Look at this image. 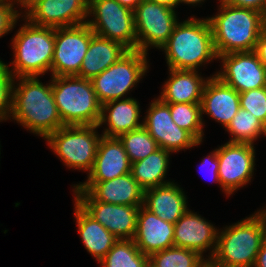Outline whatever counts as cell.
<instances>
[{
	"label": "cell",
	"instance_id": "6da1fadb",
	"mask_svg": "<svg viewBox=\"0 0 266 267\" xmlns=\"http://www.w3.org/2000/svg\"><path fill=\"white\" fill-rule=\"evenodd\" d=\"M38 78H15L10 120L12 118L31 133L45 139L65 125L52 92V76L49 84H43Z\"/></svg>",
	"mask_w": 266,
	"mask_h": 267
},
{
	"label": "cell",
	"instance_id": "7a4b0ae2",
	"mask_svg": "<svg viewBox=\"0 0 266 267\" xmlns=\"http://www.w3.org/2000/svg\"><path fill=\"white\" fill-rule=\"evenodd\" d=\"M169 69L199 70L218 60L209 19L190 17L178 22L168 41L160 48Z\"/></svg>",
	"mask_w": 266,
	"mask_h": 267
},
{
	"label": "cell",
	"instance_id": "3957f363",
	"mask_svg": "<svg viewBox=\"0 0 266 267\" xmlns=\"http://www.w3.org/2000/svg\"><path fill=\"white\" fill-rule=\"evenodd\" d=\"M218 1L217 15L208 17L217 55L254 51L260 34L266 28L263 14Z\"/></svg>",
	"mask_w": 266,
	"mask_h": 267
},
{
	"label": "cell",
	"instance_id": "277c9868",
	"mask_svg": "<svg viewBox=\"0 0 266 267\" xmlns=\"http://www.w3.org/2000/svg\"><path fill=\"white\" fill-rule=\"evenodd\" d=\"M264 208L219 229L212 257L227 267H253L266 238V207Z\"/></svg>",
	"mask_w": 266,
	"mask_h": 267
},
{
	"label": "cell",
	"instance_id": "5b68a950",
	"mask_svg": "<svg viewBox=\"0 0 266 267\" xmlns=\"http://www.w3.org/2000/svg\"><path fill=\"white\" fill-rule=\"evenodd\" d=\"M25 22L12 38L13 61L8 65L15 78L35 77L51 72L55 48V28ZM13 68V69H12Z\"/></svg>",
	"mask_w": 266,
	"mask_h": 267
},
{
	"label": "cell",
	"instance_id": "8992f818",
	"mask_svg": "<svg viewBox=\"0 0 266 267\" xmlns=\"http://www.w3.org/2000/svg\"><path fill=\"white\" fill-rule=\"evenodd\" d=\"M52 92L64 125H98L101 104L91 79L52 76Z\"/></svg>",
	"mask_w": 266,
	"mask_h": 267
},
{
	"label": "cell",
	"instance_id": "52a82bcc",
	"mask_svg": "<svg viewBox=\"0 0 266 267\" xmlns=\"http://www.w3.org/2000/svg\"><path fill=\"white\" fill-rule=\"evenodd\" d=\"M98 125H65L44 140L68 168L92 170L102 134Z\"/></svg>",
	"mask_w": 266,
	"mask_h": 267
},
{
	"label": "cell",
	"instance_id": "ba28073f",
	"mask_svg": "<svg viewBox=\"0 0 266 267\" xmlns=\"http://www.w3.org/2000/svg\"><path fill=\"white\" fill-rule=\"evenodd\" d=\"M147 53L129 50L117 62L91 79L96 97L102 105L108 101L126 99L130 90L148 73Z\"/></svg>",
	"mask_w": 266,
	"mask_h": 267
},
{
	"label": "cell",
	"instance_id": "9c48e42d",
	"mask_svg": "<svg viewBox=\"0 0 266 267\" xmlns=\"http://www.w3.org/2000/svg\"><path fill=\"white\" fill-rule=\"evenodd\" d=\"M86 23L94 34L137 50L133 11L116 0H89Z\"/></svg>",
	"mask_w": 266,
	"mask_h": 267
},
{
	"label": "cell",
	"instance_id": "30bf717a",
	"mask_svg": "<svg viewBox=\"0 0 266 267\" xmlns=\"http://www.w3.org/2000/svg\"><path fill=\"white\" fill-rule=\"evenodd\" d=\"M133 14L137 50L147 54L151 47L160 50L179 21L174 9L150 0H143Z\"/></svg>",
	"mask_w": 266,
	"mask_h": 267
},
{
	"label": "cell",
	"instance_id": "8fae6325",
	"mask_svg": "<svg viewBox=\"0 0 266 267\" xmlns=\"http://www.w3.org/2000/svg\"><path fill=\"white\" fill-rule=\"evenodd\" d=\"M93 35L87 23L55 28L51 76H77Z\"/></svg>",
	"mask_w": 266,
	"mask_h": 267
},
{
	"label": "cell",
	"instance_id": "7c38bea8",
	"mask_svg": "<svg viewBox=\"0 0 266 267\" xmlns=\"http://www.w3.org/2000/svg\"><path fill=\"white\" fill-rule=\"evenodd\" d=\"M255 153V146L248 143L226 142L217 148L219 180L227 197L251 182Z\"/></svg>",
	"mask_w": 266,
	"mask_h": 267
},
{
	"label": "cell",
	"instance_id": "4fadbf2b",
	"mask_svg": "<svg viewBox=\"0 0 266 267\" xmlns=\"http://www.w3.org/2000/svg\"><path fill=\"white\" fill-rule=\"evenodd\" d=\"M74 200L118 239H134L140 206L96 201L87 191H73Z\"/></svg>",
	"mask_w": 266,
	"mask_h": 267
},
{
	"label": "cell",
	"instance_id": "5bb4252c",
	"mask_svg": "<svg viewBox=\"0 0 266 267\" xmlns=\"http://www.w3.org/2000/svg\"><path fill=\"white\" fill-rule=\"evenodd\" d=\"M146 112L143 127L154 138L158 147L177 153L201 144L188 131L173 122L169 106L158 97L152 100Z\"/></svg>",
	"mask_w": 266,
	"mask_h": 267
},
{
	"label": "cell",
	"instance_id": "9a60e30c",
	"mask_svg": "<svg viewBox=\"0 0 266 267\" xmlns=\"http://www.w3.org/2000/svg\"><path fill=\"white\" fill-rule=\"evenodd\" d=\"M218 59L222 67L214 75L238 93L266 87V67L255 51L223 54Z\"/></svg>",
	"mask_w": 266,
	"mask_h": 267
},
{
	"label": "cell",
	"instance_id": "2e32d148",
	"mask_svg": "<svg viewBox=\"0 0 266 267\" xmlns=\"http://www.w3.org/2000/svg\"><path fill=\"white\" fill-rule=\"evenodd\" d=\"M218 231L214 224L188 209L174 224V247L193 250L202 257H205L204 253L209 250L207 257H212L216 249Z\"/></svg>",
	"mask_w": 266,
	"mask_h": 267
},
{
	"label": "cell",
	"instance_id": "e0dca14e",
	"mask_svg": "<svg viewBox=\"0 0 266 267\" xmlns=\"http://www.w3.org/2000/svg\"><path fill=\"white\" fill-rule=\"evenodd\" d=\"M72 186L73 191H87L96 201L129 206L144 204V190L131 173L109 181H85Z\"/></svg>",
	"mask_w": 266,
	"mask_h": 267
},
{
	"label": "cell",
	"instance_id": "ac0fdd59",
	"mask_svg": "<svg viewBox=\"0 0 266 267\" xmlns=\"http://www.w3.org/2000/svg\"><path fill=\"white\" fill-rule=\"evenodd\" d=\"M200 104L203 126V114H207L225 129L241 108L239 93L215 75L210 76L206 82Z\"/></svg>",
	"mask_w": 266,
	"mask_h": 267
},
{
	"label": "cell",
	"instance_id": "d6986e66",
	"mask_svg": "<svg viewBox=\"0 0 266 267\" xmlns=\"http://www.w3.org/2000/svg\"><path fill=\"white\" fill-rule=\"evenodd\" d=\"M174 224L162 220L154 213L140 206L134 242L145 255L174 246Z\"/></svg>",
	"mask_w": 266,
	"mask_h": 267
},
{
	"label": "cell",
	"instance_id": "ffe728a7",
	"mask_svg": "<svg viewBox=\"0 0 266 267\" xmlns=\"http://www.w3.org/2000/svg\"><path fill=\"white\" fill-rule=\"evenodd\" d=\"M128 173H131V162L119 138L102 135L86 181H109Z\"/></svg>",
	"mask_w": 266,
	"mask_h": 267
},
{
	"label": "cell",
	"instance_id": "44dd1931",
	"mask_svg": "<svg viewBox=\"0 0 266 267\" xmlns=\"http://www.w3.org/2000/svg\"><path fill=\"white\" fill-rule=\"evenodd\" d=\"M139 105V101L132 97L112 100L102 104L98 127L107 126L103 129L102 135L119 137L124 133L142 127L143 121H140L141 110Z\"/></svg>",
	"mask_w": 266,
	"mask_h": 267
},
{
	"label": "cell",
	"instance_id": "7402d4cb",
	"mask_svg": "<svg viewBox=\"0 0 266 267\" xmlns=\"http://www.w3.org/2000/svg\"><path fill=\"white\" fill-rule=\"evenodd\" d=\"M159 99L163 103H201L203 90L209 77L196 70L169 69Z\"/></svg>",
	"mask_w": 266,
	"mask_h": 267
},
{
	"label": "cell",
	"instance_id": "603a6c76",
	"mask_svg": "<svg viewBox=\"0 0 266 267\" xmlns=\"http://www.w3.org/2000/svg\"><path fill=\"white\" fill-rule=\"evenodd\" d=\"M183 189L172 181L144 191L143 206L162 220L175 224L189 209Z\"/></svg>",
	"mask_w": 266,
	"mask_h": 267
},
{
	"label": "cell",
	"instance_id": "cb8c5ba5",
	"mask_svg": "<svg viewBox=\"0 0 266 267\" xmlns=\"http://www.w3.org/2000/svg\"><path fill=\"white\" fill-rule=\"evenodd\" d=\"M74 215L85 249L96 261L100 262L118 241V238L91 217L75 200Z\"/></svg>",
	"mask_w": 266,
	"mask_h": 267
},
{
	"label": "cell",
	"instance_id": "d4e9b609",
	"mask_svg": "<svg viewBox=\"0 0 266 267\" xmlns=\"http://www.w3.org/2000/svg\"><path fill=\"white\" fill-rule=\"evenodd\" d=\"M128 51L119 42L94 34L77 77L92 79L117 62Z\"/></svg>",
	"mask_w": 266,
	"mask_h": 267
},
{
	"label": "cell",
	"instance_id": "484cf974",
	"mask_svg": "<svg viewBox=\"0 0 266 267\" xmlns=\"http://www.w3.org/2000/svg\"><path fill=\"white\" fill-rule=\"evenodd\" d=\"M171 154L159 147L145 159L131 163L132 177L144 191L172 182L165 180Z\"/></svg>",
	"mask_w": 266,
	"mask_h": 267
},
{
	"label": "cell",
	"instance_id": "4316f807",
	"mask_svg": "<svg viewBox=\"0 0 266 267\" xmlns=\"http://www.w3.org/2000/svg\"><path fill=\"white\" fill-rule=\"evenodd\" d=\"M98 263L101 267H146L149 256L138 249L133 239H118Z\"/></svg>",
	"mask_w": 266,
	"mask_h": 267
},
{
	"label": "cell",
	"instance_id": "83f0119b",
	"mask_svg": "<svg viewBox=\"0 0 266 267\" xmlns=\"http://www.w3.org/2000/svg\"><path fill=\"white\" fill-rule=\"evenodd\" d=\"M231 138L227 142L253 144L260 138L266 136V126L251 112L242 108L232 118L231 123L225 129Z\"/></svg>",
	"mask_w": 266,
	"mask_h": 267
},
{
	"label": "cell",
	"instance_id": "f1b7e54d",
	"mask_svg": "<svg viewBox=\"0 0 266 267\" xmlns=\"http://www.w3.org/2000/svg\"><path fill=\"white\" fill-rule=\"evenodd\" d=\"M173 122L188 131L198 142H203L204 126L200 103H166Z\"/></svg>",
	"mask_w": 266,
	"mask_h": 267
},
{
	"label": "cell",
	"instance_id": "f546056e",
	"mask_svg": "<svg viewBox=\"0 0 266 267\" xmlns=\"http://www.w3.org/2000/svg\"><path fill=\"white\" fill-rule=\"evenodd\" d=\"M22 17L36 26L65 27L64 5L58 0H41L34 4Z\"/></svg>",
	"mask_w": 266,
	"mask_h": 267
},
{
	"label": "cell",
	"instance_id": "4dcf8cb0",
	"mask_svg": "<svg viewBox=\"0 0 266 267\" xmlns=\"http://www.w3.org/2000/svg\"><path fill=\"white\" fill-rule=\"evenodd\" d=\"M118 138L123 144L131 163L145 159L159 148L154 138L143 126L124 133Z\"/></svg>",
	"mask_w": 266,
	"mask_h": 267
},
{
	"label": "cell",
	"instance_id": "1f68e13d",
	"mask_svg": "<svg viewBox=\"0 0 266 267\" xmlns=\"http://www.w3.org/2000/svg\"><path fill=\"white\" fill-rule=\"evenodd\" d=\"M203 258L193 250L173 246L151 254L149 264L153 267H198Z\"/></svg>",
	"mask_w": 266,
	"mask_h": 267
},
{
	"label": "cell",
	"instance_id": "d6a6232c",
	"mask_svg": "<svg viewBox=\"0 0 266 267\" xmlns=\"http://www.w3.org/2000/svg\"><path fill=\"white\" fill-rule=\"evenodd\" d=\"M14 81L15 77L9 71L8 65L0 59V121L11 117Z\"/></svg>",
	"mask_w": 266,
	"mask_h": 267
},
{
	"label": "cell",
	"instance_id": "836d02e7",
	"mask_svg": "<svg viewBox=\"0 0 266 267\" xmlns=\"http://www.w3.org/2000/svg\"><path fill=\"white\" fill-rule=\"evenodd\" d=\"M239 103L266 126V87L239 93Z\"/></svg>",
	"mask_w": 266,
	"mask_h": 267
},
{
	"label": "cell",
	"instance_id": "e575fe53",
	"mask_svg": "<svg viewBox=\"0 0 266 267\" xmlns=\"http://www.w3.org/2000/svg\"><path fill=\"white\" fill-rule=\"evenodd\" d=\"M64 5L65 27L84 24L88 18L89 0H58Z\"/></svg>",
	"mask_w": 266,
	"mask_h": 267
},
{
	"label": "cell",
	"instance_id": "d590c367",
	"mask_svg": "<svg viewBox=\"0 0 266 267\" xmlns=\"http://www.w3.org/2000/svg\"><path fill=\"white\" fill-rule=\"evenodd\" d=\"M14 4H16L14 0H0V38L10 33L20 18L19 10H16Z\"/></svg>",
	"mask_w": 266,
	"mask_h": 267
},
{
	"label": "cell",
	"instance_id": "8d00e7d4",
	"mask_svg": "<svg viewBox=\"0 0 266 267\" xmlns=\"http://www.w3.org/2000/svg\"><path fill=\"white\" fill-rule=\"evenodd\" d=\"M201 161H202L201 162L202 167L203 166L205 167L206 165H208V169L211 170L210 172L213 174L212 175L213 177H211V176L210 177L214 179L212 181L218 183L220 185L219 187H221V183L219 180V174H218L219 162H218V158H217V148L214 149L213 151H211L209 155H206V157L204 159L202 158Z\"/></svg>",
	"mask_w": 266,
	"mask_h": 267
},
{
	"label": "cell",
	"instance_id": "74e56055",
	"mask_svg": "<svg viewBox=\"0 0 266 267\" xmlns=\"http://www.w3.org/2000/svg\"><path fill=\"white\" fill-rule=\"evenodd\" d=\"M223 2L243 8H250L263 13L264 0H222Z\"/></svg>",
	"mask_w": 266,
	"mask_h": 267
},
{
	"label": "cell",
	"instance_id": "f35d334b",
	"mask_svg": "<svg viewBox=\"0 0 266 267\" xmlns=\"http://www.w3.org/2000/svg\"><path fill=\"white\" fill-rule=\"evenodd\" d=\"M261 63L266 67V28L260 34L254 50Z\"/></svg>",
	"mask_w": 266,
	"mask_h": 267
},
{
	"label": "cell",
	"instance_id": "ab89813d",
	"mask_svg": "<svg viewBox=\"0 0 266 267\" xmlns=\"http://www.w3.org/2000/svg\"><path fill=\"white\" fill-rule=\"evenodd\" d=\"M253 267H266V238L264 239Z\"/></svg>",
	"mask_w": 266,
	"mask_h": 267
},
{
	"label": "cell",
	"instance_id": "60d3db41",
	"mask_svg": "<svg viewBox=\"0 0 266 267\" xmlns=\"http://www.w3.org/2000/svg\"><path fill=\"white\" fill-rule=\"evenodd\" d=\"M17 6H21V12H18L19 16H23L34 4L38 3L41 0H14ZM22 9L24 13L22 12ZM26 9V10H24ZM22 14V15H21Z\"/></svg>",
	"mask_w": 266,
	"mask_h": 267
},
{
	"label": "cell",
	"instance_id": "b9f144b4",
	"mask_svg": "<svg viewBox=\"0 0 266 267\" xmlns=\"http://www.w3.org/2000/svg\"><path fill=\"white\" fill-rule=\"evenodd\" d=\"M198 267H227L226 265L218 262L213 257H206L200 262Z\"/></svg>",
	"mask_w": 266,
	"mask_h": 267
},
{
	"label": "cell",
	"instance_id": "7bdbcfd3",
	"mask_svg": "<svg viewBox=\"0 0 266 267\" xmlns=\"http://www.w3.org/2000/svg\"><path fill=\"white\" fill-rule=\"evenodd\" d=\"M122 6L131 9L132 11L143 1V0H116Z\"/></svg>",
	"mask_w": 266,
	"mask_h": 267
},
{
	"label": "cell",
	"instance_id": "ee69618b",
	"mask_svg": "<svg viewBox=\"0 0 266 267\" xmlns=\"http://www.w3.org/2000/svg\"><path fill=\"white\" fill-rule=\"evenodd\" d=\"M153 2H157L158 4H161L163 6H166L168 8L174 9L177 8L178 0H150Z\"/></svg>",
	"mask_w": 266,
	"mask_h": 267
},
{
	"label": "cell",
	"instance_id": "f6af8a7d",
	"mask_svg": "<svg viewBox=\"0 0 266 267\" xmlns=\"http://www.w3.org/2000/svg\"><path fill=\"white\" fill-rule=\"evenodd\" d=\"M205 0H178V5H180L181 3L183 4H189L192 6H196L197 4H202V2H204Z\"/></svg>",
	"mask_w": 266,
	"mask_h": 267
},
{
	"label": "cell",
	"instance_id": "bcb514c9",
	"mask_svg": "<svg viewBox=\"0 0 266 267\" xmlns=\"http://www.w3.org/2000/svg\"><path fill=\"white\" fill-rule=\"evenodd\" d=\"M263 16L266 19V0H264V5H263Z\"/></svg>",
	"mask_w": 266,
	"mask_h": 267
}]
</instances>
